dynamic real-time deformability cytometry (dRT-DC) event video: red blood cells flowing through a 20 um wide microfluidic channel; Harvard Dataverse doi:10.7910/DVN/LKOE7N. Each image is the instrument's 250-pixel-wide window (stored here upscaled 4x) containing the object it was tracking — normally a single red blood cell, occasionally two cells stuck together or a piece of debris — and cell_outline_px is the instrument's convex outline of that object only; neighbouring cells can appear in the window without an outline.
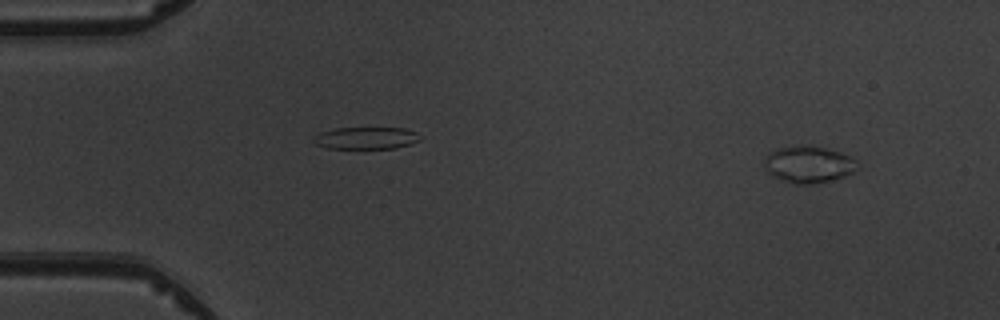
{"species": "common noctule bat (a hibernating species)", "species_latin": "Nyctalus noctula", "temperature_condition": "warm", "stored_images_in_passage": 5, "camera_frame_rate_fps": 3000, "um_per_image_px": 0.085, "animal": {"sex": "male", "body_mass_g": 19.5, "forearm_length_mm": 54.6}, "frame": {"image": 1, "passage_image": 1, "time_ms": 0.0, "image_size_px": [1000, 320], "cell_outline_px": [[860, 168], [844, 176], [816, 184], [796, 184], [772, 176], [764, 168], [764, 160], [768, 152], [776, 148], [796, 144], [804, 144], [824, 148], [840, 152], [856, 160]], "centroid_in_image_um": [68.69, 13.95], "position_along_channel_um": 16.3, "area_um2": 20.23}}
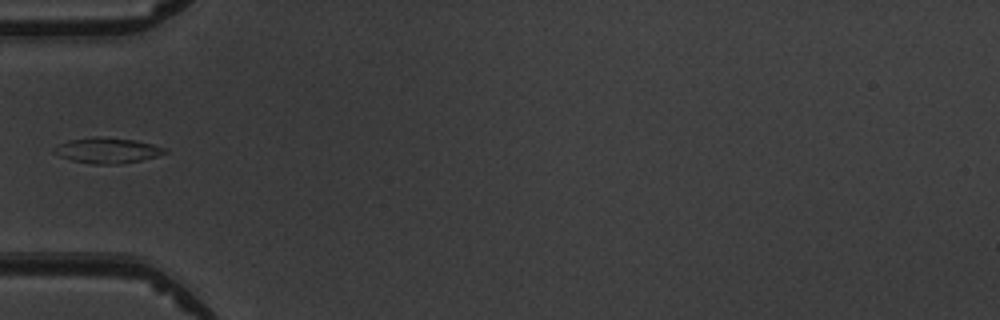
{"frame": {"image": 2, "passage_image": 4, "time_ms": 4.333, "image_size_px": [1000, 320], "cell_outline_px": [[168, 152], [156, 156], [140, 160], [120, 164], [92, 164], [72, 160], [60, 156], [52, 152], [52, 148], [68, 140], [96, 136], [100, 136], [136, 140], [152, 144], [164, 148]], "centroid_in_image_um": [9.09, 12.78], "position_along_channel_um": 75.9, "area_um2": 16.42}}
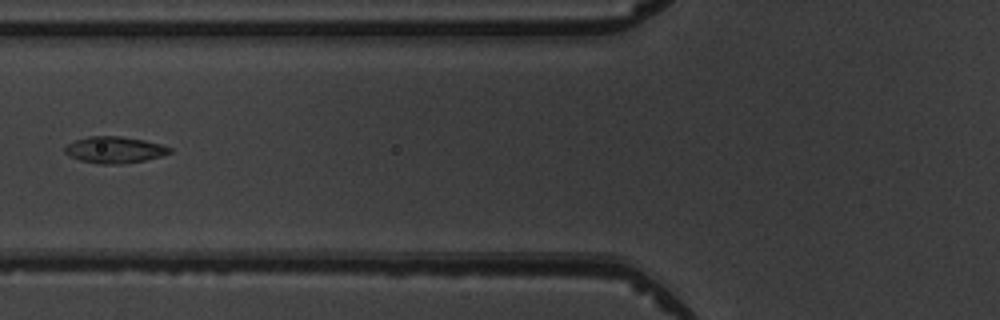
{"frame": {"image": 3, "passage_image": 5, "time_ms": 5.333, "image_size_px": [1000, 320], "cell_outline_px": [[172, 152], [160, 156], [144, 160], [116, 164], [100, 164], [80, 160], [64, 152], [64, 148], [68, 144], [76, 140], [88, 136], [120, 136], [144, 140], [160, 144], [172, 148]], "centroid_in_image_um": [9.74, 12.72], "position_along_channel_um": 116.1, "area_um2": 15.95}}